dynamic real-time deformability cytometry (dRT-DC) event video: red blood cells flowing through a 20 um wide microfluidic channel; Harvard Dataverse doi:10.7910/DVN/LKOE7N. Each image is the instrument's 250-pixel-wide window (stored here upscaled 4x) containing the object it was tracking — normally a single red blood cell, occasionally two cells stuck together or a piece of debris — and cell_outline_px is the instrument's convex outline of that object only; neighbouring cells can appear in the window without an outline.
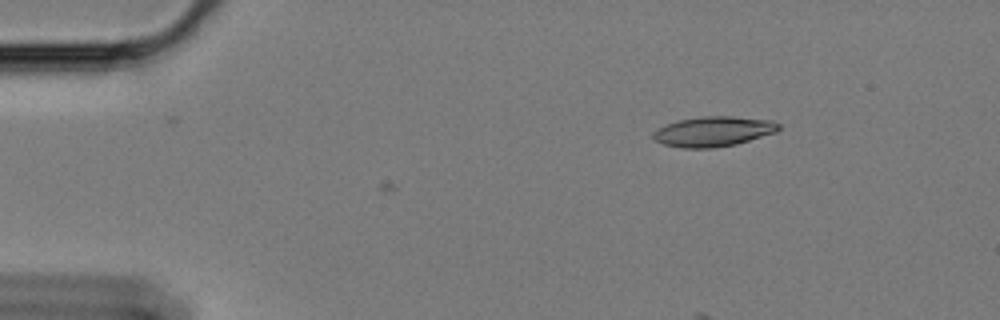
{"species": "Egyptian fruit bat (a non-hibernating species)", "species_latin": "Rousettus aegyptiacus", "temperature_condition": "cold", "stored_images_in_passage": 3, "camera_frame_rate_fps": 3000, "um_per_image_px": 0.085, "animal": {"sex": "female"}, "frame": {"image": 1, "passage_image": 1, "time_ms": 0.0, "image_size_px": [1000, 320], "cell_outline_px": [[780, 128], [776, 132], [736, 144], [712, 148], [684, 148], [664, 144], [656, 140], [652, 136], [652, 132], [676, 120], [700, 116], [732, 116], [772, 120], [780, 124]], "centroid_in_image_um": [60.65, 11.16], "position_along_channel_um": 24.3, "area_um2": 21.91}}